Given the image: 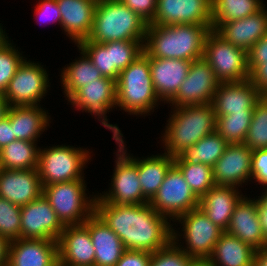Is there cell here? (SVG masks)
Returning <instances> with one entry per match:
<instances>
[{
    "mask_svg": "<svg viewBox=\"0 0 267 266\" xmlns=\"http://www.w3.org/2000/svg\"><path fill=\"white\" fill-rule=\"evenodd\" d=\"M95 213L122 240L127 250L153 253L172 241V224L147 204L95 202Z\"/></svg>",
    "mask_w": 267,
    "mask_h": 266,
    "instance_id": "6da1fadb",
    "label": "cell"
},
{
    "mask_svg": "<svg viewBox=\"0 0 267 266\" xmlns=\"http://www.w3.org/2000/svg\"><path fill=\"white\" fill-rule=\"evenodd\" d=\"M211 30L212 25L148 24L144 52L153 58L183 59L192 62L203 58L205 40Z\"/></svg>",
    "mask_w": 267,
    "mask_h": 266,
    "instance_id": "7a4b0ae2",
    "label": "cell"
},
{
    "mask_svg": "<svg viewBox=\"0 0 267 266\" xmlns=\"http://www.w3.org/2000/svg\"><path fill=\"white\" fill-rule=\"evenodd\" d=\"M163 133V148L172 157L179 156L206 135L216 131V115L211 104L174 107Z\"/></svg>",
    "mask_w": 267,
    "mask_h": 266,
    "instance_id": "3957f363",
    "label": "cell"
},
{
    "mask_svg": "<svg viewBox=\"0 0 267 266\" xmlns=\"http://www.w3.org/2000/svg\"><path fill=\"white\" fill-rule=\"evenodd\" d=\"M147 23L120 0H100L94 12L91 42L145 41Z\"/></svg>",
    "mask_w": 267,
    "mask_h": 266,
    "instance_id": "277c9868",
    "label": "cell"
},
{
    "mask_svg": "<svg viewBox=\"0 0 267 266\" xmlns=\"http://www.w3.org/2000/svg\"><path fill=\"white\" fill-rule=\"evenodd\" d=\"M116 89V107L130 115L145 116L156 108L160 99L153 87L149 56L145 52L120 72Z\"/></svg>",
    "mask_w": 267,
    "mask_h": 266,
    "instance_id": "5b68a950",
    "label": "cell"
},
{
    "mask_svg": "<svg viewBox=\"0 0 267 266\" xmlns=\"http://www.w3.org/2000/svg\"><path fill=\"white\" fill-rule=\"evenodd\" d=\"M86 186L84 179L42 186V195L63 226L81 225L95 212L97 195L87 197Z\"/></svg>",
    "mask_w": 267,
    "mask_h": 266,
    "instance_id": "8992f818",
    "label": "cell"
},
{
    "mask_svg": "<svg viewBox=\"0 0 267 266\" xmlns=\"http://www.w3.org/2000/svg\"><path fill=\"white\" fill-rule=\"evenodd\" d=\"M87 149L55 145L39 149L38 172L42 186L84 179V167L91 156Z\"/></svg>",
    "mask_w": 267,
    "mask_h": 266,
    "instance_id": "52a82bcc",
    "label": "cell"
},
{
    "mask_svg": "<svg viewBox=\"0 0 267 266\" xmlns=\"http://www.w3.org/2000/svg\"><path fill=\"white\" fill-rule=\"evenodd\" d=\"M119 145L116 151V160L111 188L109 192L96 196L95 202H107L113 205L147 204L138 175V157L126 153L123 138L115 140Z\"/></svg>",
    "mask_w": 267,
    "mask_h": 266,
    "instance_id": "ba28073f",
    "label": "cell"
},
{
    "mask_svg": "<svg viewBox=\"0 0 267 266\" xmlns=\"http://www.w3.org/2000/svg\"><path fill=\"white\" fill-rule=\"evenodd\" d=\"M203 58L220 83L249 79L247 51L226 41L214 30L207 34Z\"/></svg>",
    "mask_w": 267,
    "mask_h": 266,
    "instance_id": "9c48e42d",
    "label": "cell"
},
{
    "mask_svg": "<svg viewBox=\"0 0 267 266\" xmlns=\"http://www.w3.org/2000/svg\"><path fill=\"white\" fill-rule=\"evenodd\" d=\"M177 220L183 226L181 230L183 235L172 228V241L192 259H208L223 230L200 208L190 210L175 221ZM180 236L185 239L186 247L179 244Z\"/></svg>",
    "mask_w": 267,
    "mask_h": 266,
    "instance_id": "30bf717a",
    "label": "cell"
},
{
    "mask_svg": "<svg viewBox=\"0 0 267 266\" xmlns=\"http://www.w3.org/2000/svg\"><path fill=\"white\" fill-rule=\"evenodd\" d=\"M149 204L160 215L174 221L190 210L199 208V198L185 181L180 169L173 164Z\"/></svg>",
    "mask_w": 267,
    "mask_h": 266,
    "instance_id": "8fae6325",
    "label": "cell"
},
{
    "mask_svg": "<svg viewBox=\"0 0 267 266\" xmlns=\"http://www.w3.org/2000/svg\"><path fill=\"white\" fill-rule=\"evenodd\" d=\"M116 81L102 77L79 88L67 101L75 109L98 116L101 124L113 132V140L123 138L119 127L108 123L107 112L116 107Z\"/></svg>",
    "mask_w": 267,
    "mask_h": 266,
    "instance_id": "7c38bea8",
    "label": "cell"
},
{
    "mask_svg": "<svg viewBox=\"0 0 267 266\" xmlns=\"http://www.w3.org/2000/svg\"><path fill=\"white\" fill-rule=\"evenodd\" d=\"M26 59L17 69L3 94L9 106L39 105L50 87L48 73L43 65Z\"/></svg>",
    "mask_w": 267,
    "mask_h": 266,
    "instance_id": "4fadbf2b",
    "label": "cell"
},
{
    "mask_svg": "<svg viewBox=\"0 0 267 266\" xmlns=\"http://www.w3.org/2000/svg\"><path fill=\"white\" fill-rule=\"evenodd\" d=\"M219 84L220 81L204 58L194 60L187 77L169 104L172 107L211 104Z\"/></svg>",
    "mask_w": 267,
    "mask_h": 266,
    "instance_id": "5bb4252c",
    "label": "cell"
},
{
    "mask_svg": "<svg viewBox=\"0 0 267 266\" xmlns=\"http://www.w3.org/2000/svg\"><path fill=\"white\" fill-rule=\"evenodd\" d=\"M20 238L57 241L64 230L49 201L41 195L21 207Z\"/></svg>",
    "mask_w": 267,
    "mask_h": 266,
    "instance_id": "9a60e30c",
    "label": "cell"
},
{
    "mask_svg": "<svg viewBox=\"0 0 267 266\" xmlns=\"http://www.w3.org/2000/svg\"><path fill=\"white\" fill-rule=\"evenodd\" d=\"M252 156L253 150L245 143L228 144L223 155L212 167L215 185L238 188L240 185L242 187V183L250 181Z\"/></svg>",
    "mask_w": 267,
    "mask_h": 266,
    "instance_id": "2e32d148",
    "label": "cell"
},
{
    "mask_svg": "<svg viewBox=\"0 0 267 266\" xmlns=\"http://www.w3.org/2000/svg\"><path fill=\"white\" fill-rule=\"evenodd\" d=\"M212 0H157L153 25H212Z\"/></svg>",
    "mask_w": 267,
    "mask_h": 266,
    "instance_id": "e0dca14e",
    "label": "cell"
},
{
    "mask_svg": "<svg viewBox=\"0 0 267 266\" xmlns=\"http://www.w3.org/2000/svg\"><path fill=\"white\" fill-rule=\"evenodd\" d=\"M262 96L249 79L240 82H221L215 92L212 105L216 116L253 113L255 104Z\"/></svg>",
    "mask_w": 267,
    "mask_h": 266,
    "instance_id": "ac0fdd59",
    "label": "cell"
},
{
    "mask_svg": "<svg viewBox=\"0 0 267 266\" xmlns=\"http://www.w3.org/2000/svg\"><path fill=\"white\" fill-rule=\"evenodd\" d=\"M57 244L59 266H94V246L83 224L64 226Z\"/></svg>",
    "mask_w": 267,
    "mask_h": 266,
    "instance_id": "d6986e66",
    "label": "cell"
},
{
    "mask_svg": "<svg viewBox=\"0 0 267 266\" xmlns=\"http://www.w3.org/2000/svg\"><path fill=\"white\" fill-rule=\"evenodd\" d=\"M43 193L38 169H0V197L18 206L38 199Z\"/></svg>",
    "mask_w": 267,
    "mask_h": 266,
    "instance_id": "ffe728a7",
    "label": "cell"
},
{
    "mask_svg": "<svg viewBox=\"0 0 267 266\" xmlns=\"http://www.w3.org/2000/svg\"><path fill=\"white\" fill-rule=\"evenodd\" d=\"M7 266H59L57 241L22 238L11 241Z\"/></svg>",
    "mask_w": 267,
    "mask_h": 266,
    "instance_id": "44dd1931",
    "label": "cell"
},
{
    "mask_svg": "<svg viewBox=\"0 0 267 266\" xmlns=\"http://www.w3.org/2000/svg\"><path fill=\"white\" fill-rule=\"evenodd\" d=\"M226 232L255 250L267 247L258 217L257 199L241 197L234 207Z\"/></svg>",
    "mask_w": 267,
    "mask_h": 266,
    "instance_id": "7402d4cb",
    "label": "cell"
},
{
    "mask_svg": "<svg viewBox=\"0 0 267 266\" xmlns=\"http://www.w3.org/2000/svg\"><path fill=\"white\" fill-rule=\"evenodd\" d=\"M191 61L149 57L154 90L160 101L168 103L187 77Z\"/></svg>",
    "mask_w": 267,
    "mask_h": 266,
    "instance_id": "603a6c76",
    "label": "cell"
},
{
    "mask_svg": "<svg viewBox=\"0 0 267 266\" xmlns=\"http://www.w3.org/2000/svg\"><path fill=\"white\" fill-rule=\"evenodd\" d=\"M214 31L234 46L248 51L267 34V9L264 6L248 17L224 22Z\"/></svg>",
    "mask_w": 267,
    "mask_h": 266,
    "instance_id": "cb8c5ba5",
    "label": "cell"
},
{
    "mask_svg": "<svg viewBox=\"0 0 267 266\" xmlns=\"http://www.w3.org/2000/svg\"><path fill=\"white\" fill-rule=\"evenodd\" d=\"M61 13V27L78 44L89 37L97 0H56Z\"/></svg>",
    "mask_w": 267,
    "mask_h": 266,
    "instance_id": "d4e9b609",
    "label": "cell"
},
{
    "mask_svg": "<svg viewBox=\"0 0 267 266\" xmlns=\"http://www.w3.org/2000/svg\"><path fill=\"white\" fill-rule=\"evenodd\" d=\"M83 225L89 230L94 246V266H115L126 250L122 240L95 212Z\"/></svg>",
    "mask_w": 267,
    "mask_h": 266,
    "instance_id": "484cf974",
    "label": "cell"
},
{
    "mask_svg": "<svg viewBox=\"0 0 267 266\" xmlns=\"http://www.w3.org/2000/svg\"><path fill=\"white\" fill-rule=\"evenodd\" d=\"M238 190L215 185L199 199V208L223 231L228 228L234 207L243 196Z\"/></svg>",
    "mask_w": 267,
    "mask_h": 266,
    "instance_id": "4316f807",
    "label": "cell"
},
{
    "mask_svg": "<svg viewBox=\"0 0 267 266\" xmlns=\"http://www.w3.org/2000/svg\"><path fill=\"white\" fill-rule=\"evenodd\" d=\"M40 105L9 106L7 117L10 120L17 140L38 142V137L49 126L50 116Z\"/></svg>",
    "mask_w": 267,
    "mask_h": 266,
    "instance_id": "83f0119b",
    "label": "cell"
},
{
    "mask_svg": "<svg viewBox=\"0 0 267 266\" xmlns=\"http://www.w3.org/2000/svg\"><path fill=\"white\" fill-rule=\"evenodd\" d=\"M255 249L223 231L208 258L214 266H253Z\"/></svg>",
    "mask_w": 267,
    "mask_h": 266,
    "instance_id": "f1b7e54d",
    "label": "cell"
},
{
    "mask_svg": "<svg viewBox=\"0 0 267 266\" xmlns=\"http://www.w3.org/2000/svg\"><path fill=\"white\" fill-rule=\"evenodd\" d=\"M174 164V157L167 153L138 158V175L144 197L150 201L158 191L165 175Z\"/></svg>",
    "mask_w": 267,
    "mask_h": 266,
    "instance_id": "f546056e",
    "label": "cell"
},
{
    "mask_svg": "<svg viewBox=\"0 0 267 266\" xmlns=\"http://www.w3.org/2000/svg\"><path fill=\"white\" fill-rule=\"evenodd\" d=\"M81 51V57L75 62L69 63L61 71V84L63 86L66 100L69 99L79 88L102 78L101 72L93 65L86 53Z\"/></svg>",
    "mask_w": 267,
    "mask_h": 266,
    "instance_id": "4dcf8cb0",
    "label": "cell"
},
{
    "mask_svg": "<svg viewBox=\"0 0 267 266\" xmlns=\"http://www.w3.org/2000/svg\"><path fill=\"white\" fill-rule=\"evenodd\" d=\"M39 149L36 142L14 140L0 150V169L27 170L38 168Z\"/></svg>",
    "mask_w": 267,
    "mask_h": 266,
    "instance_id": "1f68e13d",
    "label": "cell"
},
{
    "mask_svg": "<svg viewBox=\"0 0 267 266\" xmlns=\"http://www.w3.org/2000/svg\"><path fill=\"white\" fill-rule=\"evenodd\" d=\"M264 6L262 0H212V30L224 22L255 14Z\"/></svg>",
    "mask_w": 267,
    "mask_h": 266,
    "instance_id": "d6a6232c",
    "label": "cell"
},
{
    "mask_svg": "<svg viewBox=\"0 0 267 266\" xmlns=\"http://www.w3.org/2000/svg\"><path fill=\"white\" fill-rule=\"evenodd\" d=\"M228 143L216 131L200 139L179 156L190 164H205L213 167L223 155Z\"/></svg>",
    "mask_w": 267,
    "mask_h": 266,
    "instance_id": "836d02e7",
    "label": "cell"
},
{
    "mask_svg": "<svg viewBox=\"0 0 267 266\" xmlns=\"http://www.w3.org/2000/svg\"><path fill=\"white\" fill-rule=\"evenodd\" d=\"M174 164L180 169L185 181L199 199L215 186L212 167L202 163L190 164L180 156L174 157Z\"/></svg>",
    "mask_w": 267,
    "mask_h": 266,
    "instance_id": "e575fe53",
    "label": "cell"
},
{
    "mask_svg": "<svg viewBox=\"0 0 267 266\" xmlns=\"http://www.w3.org/2000/svg\"><path fill=\"white\" fill-rule=\"evenodd\" d=\"M253 113H232L216 116V132L228 144L244 143L249 131Z\"/></svg>",
    "mask_w": 267,
    "mask_h": 266,
    "instance_id": "d590c367",
    "label": "cell"
},
{
    "mask_svg": "<svg viewBox=\"0 0 267 266\" xmlns=\"http://www.w3.org/2000/svg\"><path fill=\"white\" fill-rule=\"evenodd\" d=\"M251 150L267 149V96L255 104L249 131L244 142Z\"/></svg>",
    "mask_w": 267,
    "mask_h": 266,
    "instance_id": "8d00e7d4",
    "label": "cell"
},
{
    "mask_svg": "<svg viewBox=\"0 0 267 266\" xmlns=\"http://www.w3.org/2000/svg\"><path fill=\"white\" fill-rule=\"evenodd\" d=\"M76 46L86 53L102 76L118 80L119 74L111 67L110 42L96 43L85 39Z\"/></svg>",
    "mask_w": 267,
    "mask_h": 266,
    "instance_id": "74e56055",
    "label": "cell"
},
{
    "mask_svg": "<svg viewBox=\"0 0 267 266\" xmlns=\"http://www.w3.org/2000/svg\"><path fill=\"white\" fill-rule=\"evenodd\" d=\"M145 41H111V67L120 74L144 52Z\"/></svg>",
    "mask_w": 267,
    "mask_h": 266,
    "instance_id": "f35d334b",
    "label": "cell"
},
{
    "mask_svg": "<svg viewBox=\"0 0 267 266\" xmlns=\"http://www.w3.org/2000/svg\"><path fill=\"white\" fill-rule=\"evenodd\" d=\"M21 206L0 197V234L8 241L20 238Z\"/></svg>",
    "mask_w": 267,
    "mask_h": 266,
    "instance_id": "ab89813d",
    "label": "cell"
},
{
    "mask_svg": "<svg viewBox=\"0 0 267 266\" xmlns=\"http://www.w3.org/2000/svg\"><path fill=\"white\" fill-rule=\"evenodd\" d=\"M11 41L0 48V94H4L10 80L25 60Z\"/></svg>",
    "mask_w": 267,
    "mask_h": 266,
    "instance_id": "60d3db41",
    "label": "cell"
},
{
    "mask_svg": "<svg viewBox=\"0 0 267 266\" xmlns=\"http://www.w3.org/2000/svg\"><path fill=\"white\" fill-rule=\"evenodd\" d=\"M192 258L173 241L166 247L151 253L149 266H188Z\"/></svg>",
    "mask_w": 267,
    "mask_h": 266,
    "instance_id": "b9f144b4",
    "label": "cell"
},
{
    "mask_svg": "<svg viewBox=\"0 0 267 266\" xmlns=\"http://www.w3.org/2000/svg\"><path fill=\"white\" fill-rule=\"evenodd\" d=\"M133 12L139 15L147 24L155 17L157 0H120Z\"/></svg>",
    "mask_w": 267,
    "mask_h": 266,
    "instance_id": "7bdbcfd3",
    "label": "cell"
},
{
    "mask_svg": "<svg viewBox=\"0 0 267 266\" xmlns=\"http://www.w3.org/2000/svg\"><path fill=\"white\" fill-rule=\"evenodd\" d=\"M252 180L267 187V149L253 151Z\"/></svg>",
    "mask_w": 267,
    "mask_h": 266,
    "instance_id": "ee69618b",
    "label": "cell"
},
{
    "mask_svg": "<svg viewBox=\"0 0 267 266\" xmlns=\"http://www.w3.org/2000/svg\"><path fill=\"white\" fill-rule=\"evenodd\" d=\"M35 15L39 19H42L43 22H58L61 27V13L56 0H40L35 7ZM39 16V17H38ZM51 17V18H50ZM46 18V20L44 19ZM39 19V20H40ZM52 19V20H51ZM40 22V21H39ZM47 22V23H48Z\"/></svg>",
    "mask_w": 267,
    "mask_h": 266,
    "instance_id": "f6af8a7d",
    "label": "cell"
},
{
    "mask_svg": "<svg viewBox=\"0 0 267 266\" xmlns=\"http://www.w3.org/2000/svg\"><path fill=\"white\" fill-rule=\"evenodd\" d=\"M150 261V252L126 249L115 266H149Z\"/></svg>",
    "mask_w": 267,
    "mask_h": 266,
    "instance_id": "bcb514c9",
    "label": "cell"
},
{
    "mask_svg": "<svg viewBox=\"0 0 267 266\" xmlns=\"http://www.w3.org/2000/svg\"><path fill=\"white\" fill-rule=\"evenodd\" d=\"M248 68L251 72L257 65L267 61V34L256 42L248 51Z\"/></svg>",
    "mask_w": 267,
    "mask_h": 266,
    "instance_id": "7dc6e473",
    "label": "cell"
},
{
    "mask_svg": "<svg viewBox=\"0 0 267 266\" xmlns=\"http://www.w3.org/2000/svg\"><path fill=\"white\" fill-rule=\"evenodd\" d=\"M249 80L263 96H267V61L257 65L250 72Z\"/></svg>",
    "mask_w": 267,
    "mask_h": 266,
    "instance_id": "c3c4849f",
    "label": "cell"
},
{
    "mask_svg": "<svg viewBox=\"0 0 267 266\" xmlns=\"http://www.w3.org/2000/svg\"><path fill=\"white\" fill-rule=\"evenodd\" d=\"M14 140L17 139L14 136V131L11 127L10 120L6 116L0 121V150Z\"/></svg>",
    "mask_w": 267,
    "mask_h": 266,
    "instance_id": "681fc988",
    "label": "cell"
},
{
    "mask_svg": "<svg viewBox=\"0 0 267 266\" xmlns=\"http://www.w3.org/2000/svg\"><path fill=\"white\" fill-rule=\"evenodd\" d=\"M253 266H267V247L255 250Z\"/></svg>",
    "mask_w": 267,
    "mask_h": 266,
    "instance_id": "f907efd6",
    "label": "cell"
},
{
    "mask_svg": "<svg viewBox=\"0 0 267 266\" xmlns=\"http://www.w3.org/2000/svg\"><path fill=\"white\" fill-rule=\"evenodd\" d=\"M9 242L0 234V266H7Z\"/></svg>",
    "mask_w": 267,
    "mask_h": 266,
    "instance_id": "816d5d0a",
    "label": "cell"
},
{
    "mask_svg": "<svg viewBox=\"0 0 267 266\" xmlns=\"http://www.w3.org/2000/svg\"><path fill=\"white\" fill-rule=\"evenodd\" d=\"M258 207V217L260 221V225L262 227L263 231V237L265 239V242L267 244V210L263 207H261L257 202Z\"/></svg>",
    "mask_w": 267,
    "mask_h": 266,
    "instance_id": "f5cc1de1",
    "label": "cell"
},
{
    "mask_svg": "<svg viewBox=\"0 0 267 266\" xmlns=\"http://www.w3.org/2000/svg\"><path fill=\"white\" fill-rule=\"evenodd\" d=\"M9 109V104L3 94H0V121L6 117Z\"/></svg>",
    "mask_w": 267,
    "mask_h": 266,
    "instance_id": "db71d44e",
    "label": "cell"
},
{
    "mask_svg": "<svg viewBox=\"0 0 267 266\" xmlns=\"http://www.w3.org/2000/svg\"><path fill=\"white\" fill-rule=\"evenodd\" d=\"M188 266H214L209 259H191Z\"/></svg>",
    "mask_w": 267,
    "mask_h": 266,
    "instance_id": "11a10c76",
    "label": "cell"
},
{
    "mask_svg": "<svg viewBox=\"0 0 267 266\" xmlns=\"http://www.w3.org/2000/svg\"><path fill=\"white\" fill-rule=\"evenodd\" d=\"M2 28L3 27L0 24V48L4 47L10 42L7 34H5L6 31H4Z\"/></svg>",
    "mask_w": 267,
    "mask_h": 266,
    "instance_id": "9f6ffc18",
    "label": "cell"
},
{
    "mask_svg": "<svg viewBox=\"0 0 267 266\" xmlns=\"http://www.w3.org/2000/svg\"><path fill=\"white\" fill-rule=\"evenodd\" d=\"M264 190H265V192L264 193L262 192L261 197L258 196L257 202L261 207H263L267 210V188H265Z\"/></svg>",
    "mask_w": 267,
    "mask_h": 266,
    "instance_id": "6f0895ef",
    "label": "cell"
}]
</instances>
